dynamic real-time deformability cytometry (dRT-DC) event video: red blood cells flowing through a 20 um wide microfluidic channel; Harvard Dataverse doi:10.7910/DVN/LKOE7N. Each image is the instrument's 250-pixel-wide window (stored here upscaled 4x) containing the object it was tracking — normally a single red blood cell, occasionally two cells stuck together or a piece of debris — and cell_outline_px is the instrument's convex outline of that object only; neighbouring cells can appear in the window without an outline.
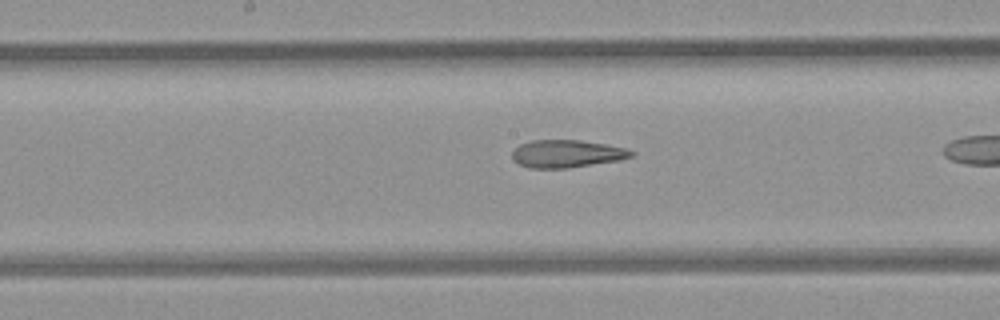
{"species": "common noctule bat (a hibernating species)", "species_latin": "Nyctalus noctula", "temperature_condition": "room temperature", "stored_images_in_passage": 26, "camera_frame_rate_fps": 3000, "um_per_image_px": 0.085, "animal": {"sex": "female", "body_mass_g": 21.9}, "frame": {"image": 1, "passage_image": 12, "time_ms": 3.667, "image_size_px": [1000, 320], "cell_outline_px": [[636, 152], [632, 156], [620, 160], [568, 168], [528, 168], [512, 160], [512, 152], [520, 144], [532, 140], [580, 140], [604, 144], [624, 148]], "centroid_in_image_um": [48.15, 13.07], "position_along_channel_um": 200.0, "area_um2": 19.13}}
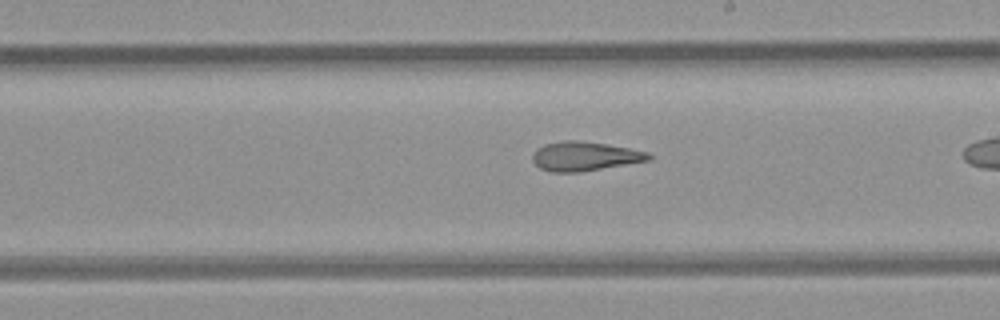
{"frame": {"image": 2, "passage_image": 15, "time_ms": 4.667, "image_size_px": [1000, 320], "cell_outline_px": [[652, 156], [648, 160], [580, 172], [548, 172], [540, 168], [532, 160], [532, 152], [536, 148], [544, 144], [564, 140], [576, 140], [608, 144], [648, 152]], "centroid_in_image_um": [49.63, 13.27], "position_along_channel_um": 239.4, "area_um2": 19.71}}